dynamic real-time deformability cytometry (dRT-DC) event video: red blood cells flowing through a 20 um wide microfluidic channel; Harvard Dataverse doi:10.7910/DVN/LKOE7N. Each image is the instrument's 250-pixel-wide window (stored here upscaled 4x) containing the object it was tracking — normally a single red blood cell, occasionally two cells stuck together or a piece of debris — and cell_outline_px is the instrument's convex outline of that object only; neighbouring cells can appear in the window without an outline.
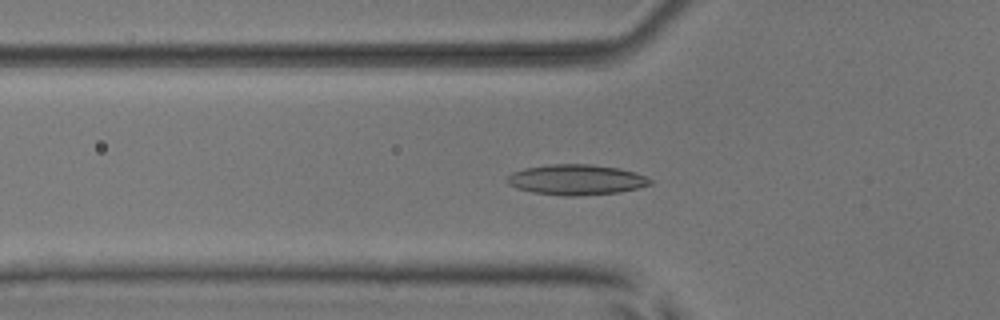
{"species": "common noctule bat (a hibernating species)", "species_latin": "Nyctalus noctula", "temperature_condition": "room temperature", "stored_images_in_passage": 53, "camera_frame_rate_fps": 3000, "um_per_image_px": 0.085, "animal": {"sex": "male", "body_mass_g": 17.9, "forearm_length_mm": 54.2}, "frame": {"image": 1, "passage_image": 19, "time_ms": 6.0, "image_size_px": [1000, 320], "cell_outline_px": [[652, 184], [620, 192], [576, 196], [564, 196], [532, 192], [516, 188], [508, 184], [504, 180], [512, 172], [524, 168], [548, 164], [592, 164], [620, 168], [636, 172], [652, 180]], "centroid_in_image_um": [48.95, 15.27], "position_along_channel_um": 76.8, "area_um2": 25.55}}
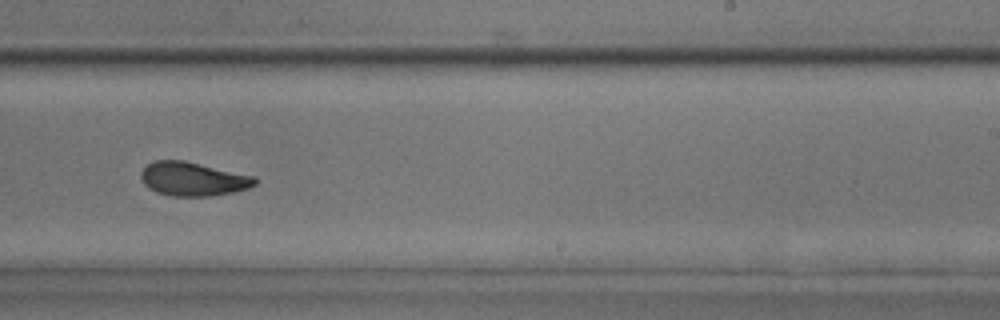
{"frame": {"image": 2, "passage_image": 34, "time_ms": 11.0, "image_size_px": [1000, 320], "cell_outline_px": [[256, 184], [248, 188], [232, 192], [208, 196], [172, 196], [156, 192], [144, 184], [140, 176], [140, 172], [148, 164], [156, 160], [184, 160], [256, 176]], "centroid_in_image_um": [16.4, 15.2], "position_along_channel_um": 272.6, "area_um2": 22.43}}
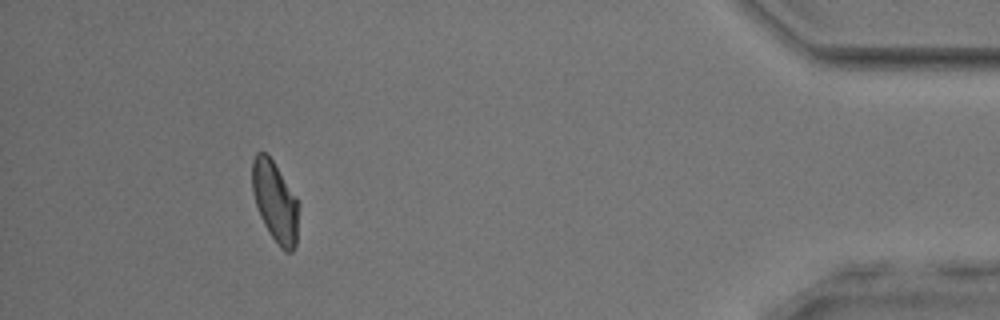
{"frame": {"image": 3, "passage_image": 49, "time_ms": 16.0, "image_size_px": [1000, 320], "cell_outline_px": [[300, 204], [296, 244], [292, 252], [284, 252], [280, 248], [268, 232], [260, 216], [252, 192], [252, 160], [256, 152], [264, 152], [272, 160], [296, 196]], "centroid_in_image_um": [23.4, 17.17], "position_along_channel_um": 411.8, "area_um2": 22.02}, "authors_computed_cell_mechanics": {"area_um2": 22.4264, "velocity_mm_per_s": 3.9208, "shape_relaxation_time_tau1_ms": 6.3664, "shape_relaxation_time_tau2_ms": 1.7865, "deformation_change_tau1": 0.1514, "deformation_change_tau2": 0.0822}}